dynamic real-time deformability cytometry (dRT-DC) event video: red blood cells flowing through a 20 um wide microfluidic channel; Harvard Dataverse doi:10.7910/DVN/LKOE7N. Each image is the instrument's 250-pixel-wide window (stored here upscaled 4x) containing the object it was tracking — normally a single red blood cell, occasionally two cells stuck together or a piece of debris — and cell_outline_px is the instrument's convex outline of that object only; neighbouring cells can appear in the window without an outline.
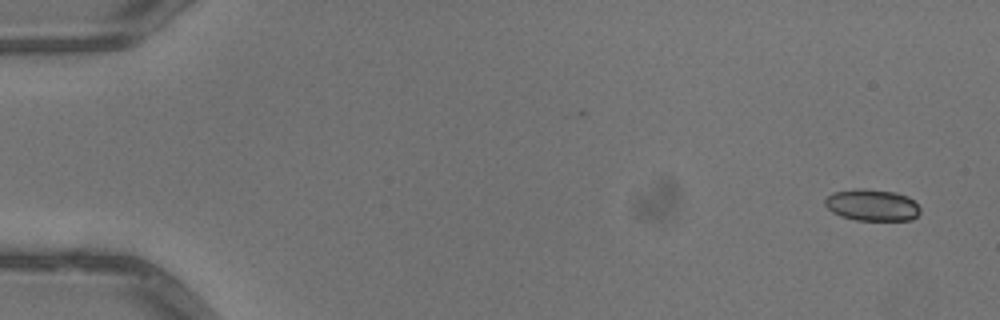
{"species": "common noctule bat (a hibernating species)", "species_latin": "Nyctalus noctula", "temperature_condition": "warm", "stored_images_in_passage": 5, "camera_frame_rate_fps": 3000, "um_per_image_px": 0.085, "animal": {"sex": "male", "body_mass_g": 13.3}, "frame": {"image": 1, "passage_image": 1, "time_ms": 0.0, "image_size_px": [1000, 320], "cell_outline_px": [[920, 212], [912, 220], [856, 220], [840, 216], [832, 212], [824, 204], [824, 200], [832, 192], [856, 188], [864, 188], [896, 192], [908, 196], [920, 208]], "centroid_in_image_um": [74.1, 17.42], "position_along_channel_um": 10.9, "area_um2": 17.69}}
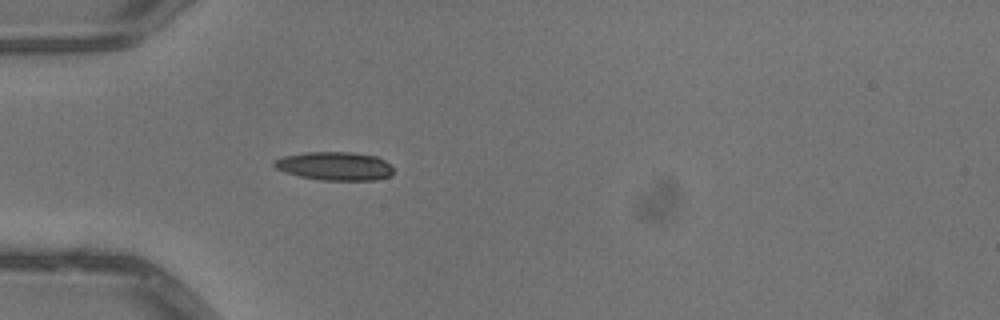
{"frame": {"image": 2, "passage_image": 5, "time_ms": 1.333, "image_size_px": [1000, 320], "cell_outline_px": [[392, 176], [376, 180], [320, 180], [300, 176], [284, 172], [276, 168], [272, 164], [276, 160], [284, 156], [304, 152], [352, 152], [376, 156], [392, 164]], "centroid_in_image_um": [28.48, 14.12], "position_along_channel_um": 56.5, "area_um2": 19.88}}